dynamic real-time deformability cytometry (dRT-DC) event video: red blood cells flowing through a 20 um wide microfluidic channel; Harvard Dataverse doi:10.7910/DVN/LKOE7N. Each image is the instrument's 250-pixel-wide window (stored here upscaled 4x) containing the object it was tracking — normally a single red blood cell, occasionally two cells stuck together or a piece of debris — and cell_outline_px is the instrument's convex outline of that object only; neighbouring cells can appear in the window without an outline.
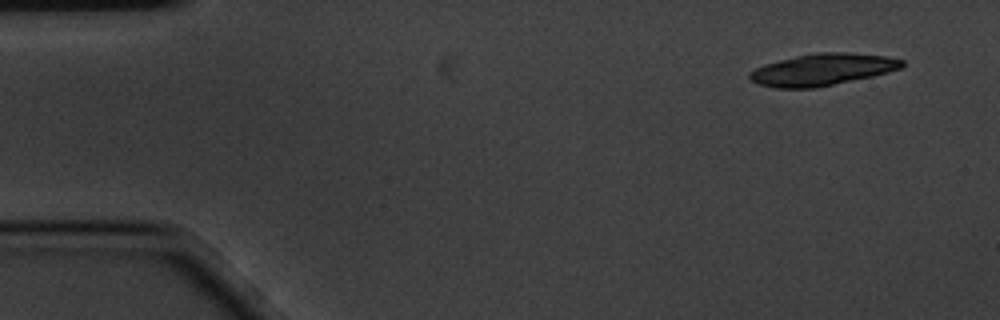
{"species": "common noctule bat (a hibernating species)", "species_latin": "Nyctalus noctula", "temperature_condition": "cold", "stored_images_in_passage": 7, "camera_frame_rate_fps": 3000, "um_per_image_px": 0.085, "animal": {"sex": "male", "body_mass_g": 20.1, "forearm_length_mm": 53.5}, "frame": {"image": 1, "passage_image": 1, "time_ms": 0.0, "image_size_px": [1000, 320], "cell_outline_px": [[904, 68], [872, 76], [816, 88], [776, 88], [760, 84], [752, 80], [748, 76], [748, 72], [764, 64], [796, 56], [816, 52], [848, 52], [884, 56], [904, 60]], "centroid_in_image_um": [69.92, 5.91], "position_along_channel_um": 15.1, "area_um2": 28.21}}
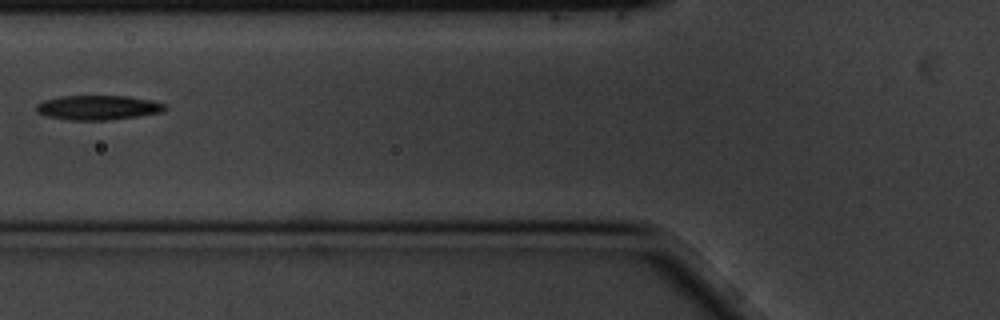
{"frame": {"image": 2, "passage_image": 6, "time_ms": 1.667, "image_size_px": [1000, 320], "cell_outline_px": [[168, 108], [160, 112], [136, 116], [104, 120], [68, 120], [48, 116], [36, 112], [36, 104], [44, 100], [60, 96], [128, 96], [152, 100], [164, 104]], "centroid_in_image_um": [8.3, 9.13], "position_along_channel_um": 117.5, "area_um2": 18.26}}
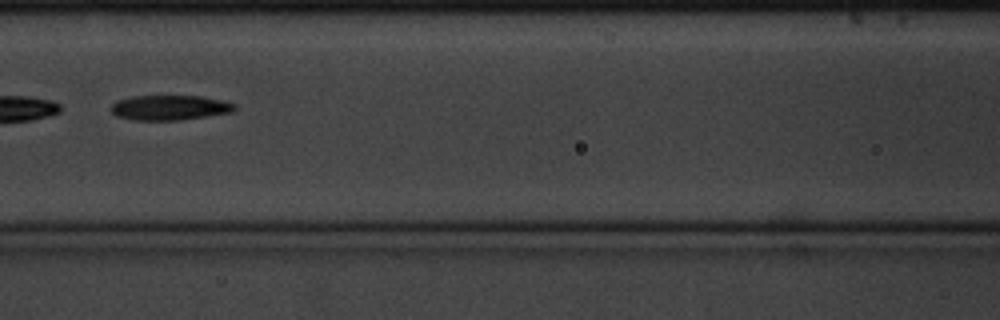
{"frame": {"image": 3, "passage_image": 7, "time_ms": 2.0, "image_size_px": [1000, 320], "cell_outline_px": [[236, 108], [232, 112], [180, 120], [132, 120], [116, 116], [112, 112], [112, 104], [116, 100], [132, 96], [200, 96], [224, 100], [236, 104]], "centroid_in_image_um": [14.43, 9.14], "position_along_channel_um": 152.2, "area_um2": 18.03}}